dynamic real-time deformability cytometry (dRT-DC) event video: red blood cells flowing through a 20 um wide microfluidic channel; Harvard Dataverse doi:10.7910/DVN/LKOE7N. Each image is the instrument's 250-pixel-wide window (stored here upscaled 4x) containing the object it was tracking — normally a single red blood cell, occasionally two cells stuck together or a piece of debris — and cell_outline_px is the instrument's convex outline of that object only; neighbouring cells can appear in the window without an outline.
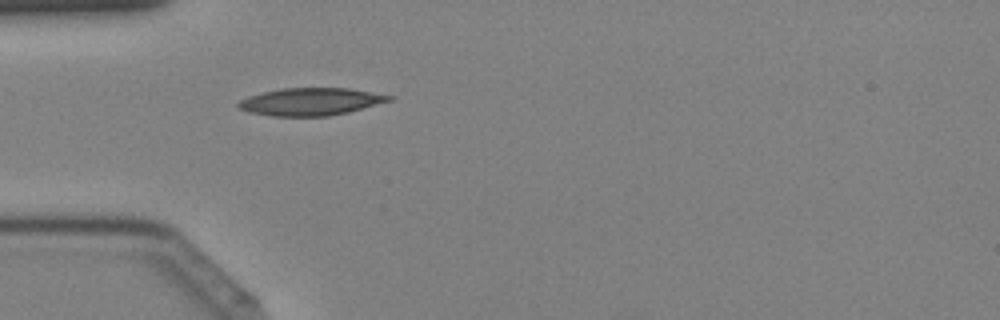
{"species": "Egyptian fruit bat (a non-hibernating species)", "species_latin": "Rousettus aegyptiacus", "temperature_condition": "cold", "stored_images_in_passage": 27, "camera_frame_rate_fps": 3000, "um_per_image_px": 0.085, "animal": {"sex": "female"}, "frame": {"image": 1, "passage_image": 5, "time_ms": 1.333, "image_size_px": [1000, 320], "cell_outline_px": [[396, 96], [392, 100], [348, 112], [328, 116], [272, 116], [252, 112], [240, 108], [236, 104], [240, 100], [248, 96], [280, 88], [348, 88]], "centroid_in_image_um": [26.43, 8.63], "position_along_channel_um": 58.6, "area_um2": 23.99}}
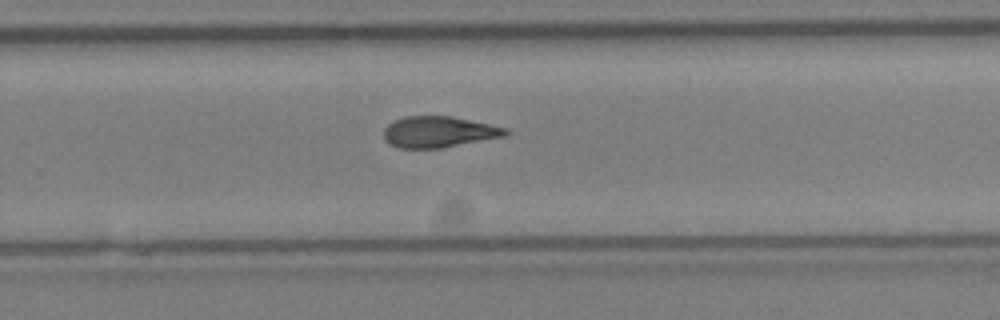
{"frame": {"image": 2, "passage_image": 20, "time_ms": 6.333, "image_size_px": [1000, 320], "cell_outline_px": [[512, 132], [508, 136], [440, 148], [400, 148], [388, 144], [384, 140], [384, 128], [388, 124], [404, 116], [448, 116], [508, 128]], "centroid_in_image_um": [37.31, 11.22], "position_along_channel_um": 292.5, "area_um2": 22.14}}
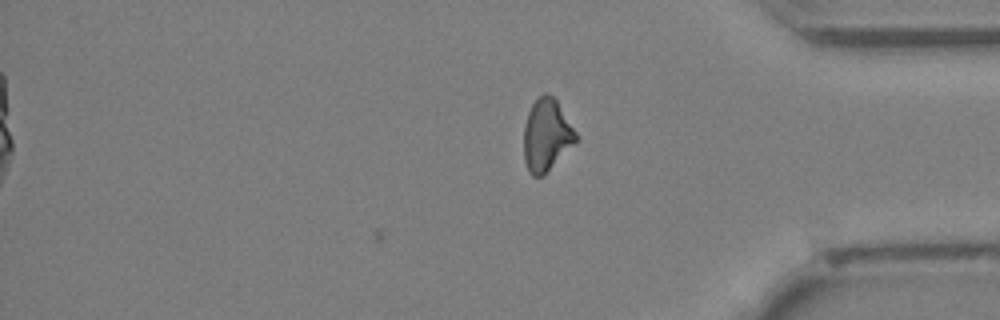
{"frame": {"image": 3, "passage_image": 27, "time_ms": 8.667, "image_size_px": [1000, 320], "cell_outline_px": [[580, 140], [544, 176], [532, 176], [528, 172], [524, 160], [524, 128], [528, 112], [532, 104], [544, 92], [548, 92], [556, 100], [580, 136]], "centroid_in_image_um": [46.5, 11.52], "position_along_channel_um": 388.7, "area_um2": 22.43}}